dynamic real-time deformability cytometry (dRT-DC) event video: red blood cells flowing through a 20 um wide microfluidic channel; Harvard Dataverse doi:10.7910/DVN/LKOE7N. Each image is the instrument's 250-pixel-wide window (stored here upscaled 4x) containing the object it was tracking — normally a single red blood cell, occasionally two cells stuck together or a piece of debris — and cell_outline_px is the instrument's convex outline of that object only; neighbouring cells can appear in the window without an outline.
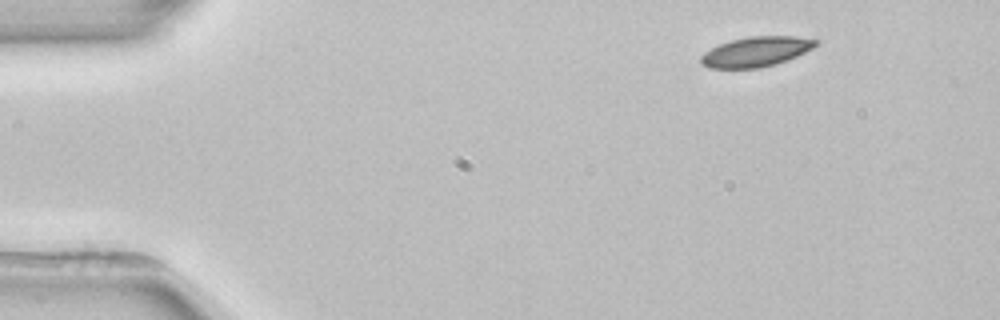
{"species": "common noctule bat (a hibernating species)", "species_latin": "Nyctalus noctula", "temperature_condition": "room temperature", "stored_images_in_passage": 3, "camera_frame_rate_fps": 3000, "um_per_image_px": 0.085, "animal": {"sex": "female", "body_mass_g": 22.7, "forearm_length_mm": 54.2}, "frame": {"image": 1, "passage_image": 1, "time_ms": 0.0, "image_size_px": [1000, 320], "cell_outline_px": [[816, 44], [812, 48], [796, 56], [776, 64], [760, 68], [708, 68], [700, 64], [700, 56], [704, 52], [720, 44], [732, 40], [748, 36], [796, 36], [816, 40]], "centroid_in_image_um": [64.21, 4.4], "position_along_channel_um": 20.8, "area_um2": 19.88}}